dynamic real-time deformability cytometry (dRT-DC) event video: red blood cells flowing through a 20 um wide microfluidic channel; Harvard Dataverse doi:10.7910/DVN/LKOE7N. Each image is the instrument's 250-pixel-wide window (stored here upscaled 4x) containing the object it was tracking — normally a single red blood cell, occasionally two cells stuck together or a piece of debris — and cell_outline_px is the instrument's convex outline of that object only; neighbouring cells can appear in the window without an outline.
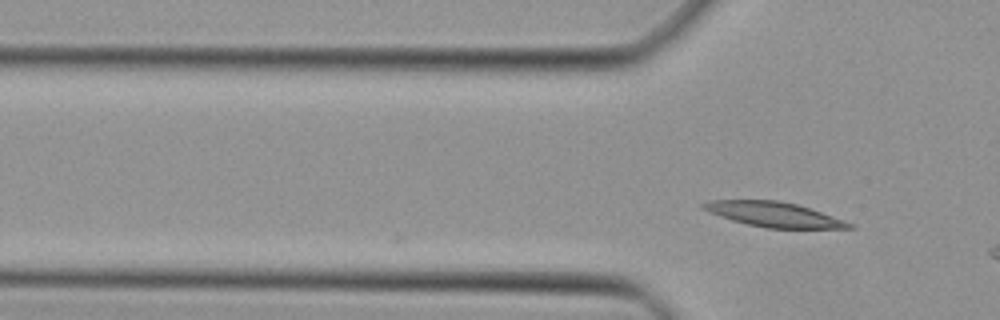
{"species": "Egyptian fruit bat (a non-hibernating species)", "species_latin": "Rousettus aegyptiacus", "temperature_condition": "cold", "stored_images_in_passage": 8, "camera_frame_rate_fps": 3000, "um_per_image_px": 0.085, "animal": {"sex": "female"}, "frame": {"image": 1, "passage_image": 8, "time_ms": 2.333, "image_size_px": [1000, 320], "cell_outline_px": [[856, 228], [768, 228], [748, 224], [732, 220], [720, 216], [700, 208], [700, 204], [712, 200], [776, 200], [796, 204], [856, 224]], "centroid_in_image_um": [65.78, 18.23], "position_along_channel_um": 60.0, "area_um2": 20.87}}